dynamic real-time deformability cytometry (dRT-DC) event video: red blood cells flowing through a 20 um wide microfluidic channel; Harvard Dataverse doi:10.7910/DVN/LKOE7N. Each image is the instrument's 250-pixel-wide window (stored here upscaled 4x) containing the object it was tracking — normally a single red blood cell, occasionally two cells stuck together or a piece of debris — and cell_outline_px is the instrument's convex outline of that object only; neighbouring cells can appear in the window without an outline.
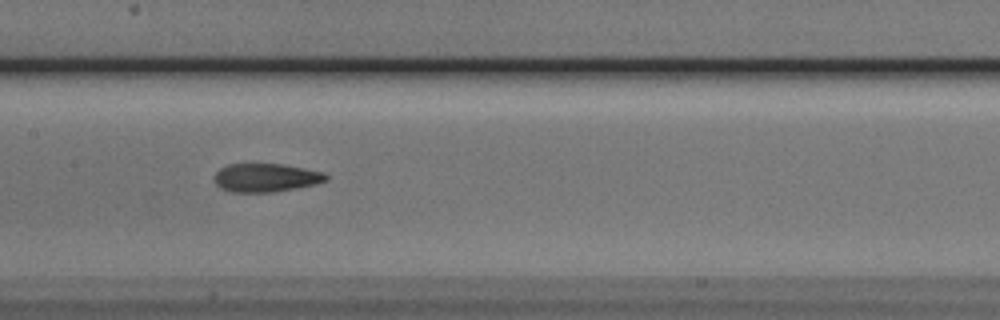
{"species": "Egyptian fruit bat (a non-hibernating species)", "species_latin": "Rousettus aegyptiacus", "temperature_condition": "cold", "stored_images_in_passage": 36, "camera_frame_rate_fps": 3000, "um_per_image_px": 0.085, "animal": {"sex": "male"}, "frame": {"image": 1, "passage_image": 11, "time_ms": 3.333, "image_size_px": [1000, 320], "cell_outline_px": [[328, 180], [316, 184], [296, 188], [272, 192], [232, 192], [220, 188], [216, 184], [216, 172], [220, 168], [228, 164], [284, 164], [324, 172], [328, 176]], "centroid_in_image_um": [22.63, 15.1], "position_along_channel_um": 184.8, "area_um2": 18.5}, "authors_computed_cell_mechanics": {"area_um2": 18.8428, "velocity_mm_per_s": 3.7688, "shape_relaxation_time_tau1_ms": 8.0749, "shape_relaxation_time_tau2_ms": 3.076, "deformation_change_tau1": 0.1874, "deformation_change_tau2": 0.1055}}